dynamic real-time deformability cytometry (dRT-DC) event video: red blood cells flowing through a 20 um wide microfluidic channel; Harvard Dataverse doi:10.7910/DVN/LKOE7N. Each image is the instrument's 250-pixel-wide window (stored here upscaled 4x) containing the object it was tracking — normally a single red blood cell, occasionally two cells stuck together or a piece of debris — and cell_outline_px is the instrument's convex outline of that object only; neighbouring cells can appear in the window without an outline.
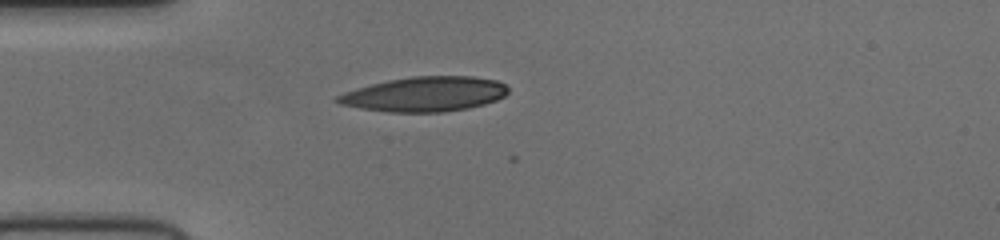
{"species": "human", "species_latin": "Homo sapiens", "temperature_condition": "cold", "stored_images_in_passage": 39, "camera_frame_rate_fps": 3000, "um_per_image_px": 0.085, "donor": {"sex": "female"}, "frame": {"image": 1, "passage_image": 1, "time_ms": 0.0, "image_size_px": [1000, 240], "cell_outline_px": [[508, 92], [504, 96], [496, 100], [484, 104], [444, 112], [388, 112], [360, 108], [340, 104], [332, 100], [336, 96], [344, 92], [356, 88], [388, 80], [412, 76], [472, 76], [496, 80], [504, 84], [508, 88]], "centroid_in_image_um": [36.07, 8.0], "position_along_channel_um": 48.9, "area_um2": 34.51}}
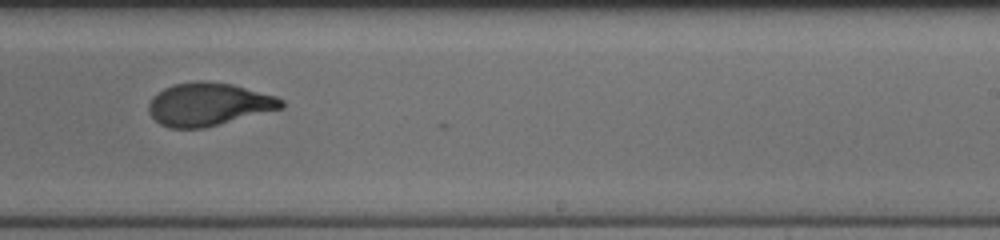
{"frame": {"image": 2, "passage_image": 19, "time_ms": 6.0, "image_size_px": [1000, 240], "cell_outline_px": [[284, 108], [204, 128], [168, 128], [160, 124], [148, 112], [148, 104], [152, 96], [156, 92], [172, 84], [196, 80], [204, 80], [232, 84], [276, 96], [284, 100]], "centroid_in_image_um": [17.71, 8.85], "position_along_channel_um": 271.3, "area_um2": 33.52}}
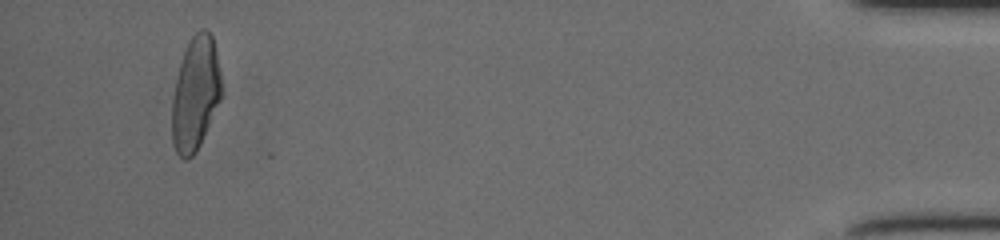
{"frame": {"image": 3, "passage_image": 36, "time_ms": 11.667, "image_size_px": [1000, 240], "cell_outline_px": [[220, 100], [200, 144], [196, 152], [188, 160], [184, 160], [176, 152], [172, 140], [172, 100], [176, 80], [184, 48], [192, 36], [200, 28], [204, 28], [212, 36], [216, 52], [220, 72]], "centroid_in_image_um": [16.59, 7.96], "position_along_channel_um": 418.6, "area_um2": 32.48}}